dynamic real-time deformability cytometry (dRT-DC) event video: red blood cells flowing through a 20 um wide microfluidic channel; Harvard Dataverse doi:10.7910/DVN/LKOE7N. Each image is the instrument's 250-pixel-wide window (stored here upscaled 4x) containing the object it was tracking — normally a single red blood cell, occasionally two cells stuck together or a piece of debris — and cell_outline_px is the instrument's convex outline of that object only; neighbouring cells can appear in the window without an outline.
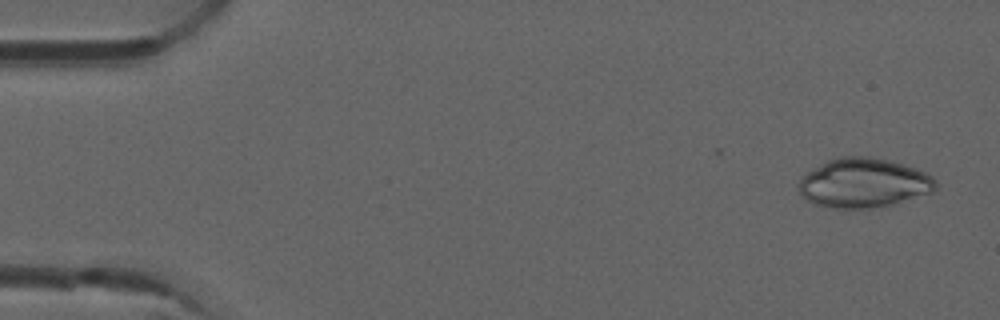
{"species": "common noctule bat (a hibernating species)", "species_latin": "Nyctalus noctula", "temperature_condition": "room temperature", "stored_images_in_passage": 51, "camera_frame_rate_fps": 3000, "um_per_image_px": 0.085, "animal": {"sex": "male", "forearm_length_mm": 52.5}, "frame": {"image": 1, "passage_image": 2, "time_ms": 0.333, "image_size_px": [1000, 320], "cell_outline_px": [[936, 188], [932, 192], [892, 204], [872, 208], [832, 208], [812, 204], [800, 192], [800, 176], [812, 168], [828, 160], [840, 156], [872, 156], [904, 164], [916, 168], [932, 176], [936, 180]], "centroid_in_image_um": [73.4, 15.54], "position_along_channel_um": 11.6, "area_um2": 39.48}}
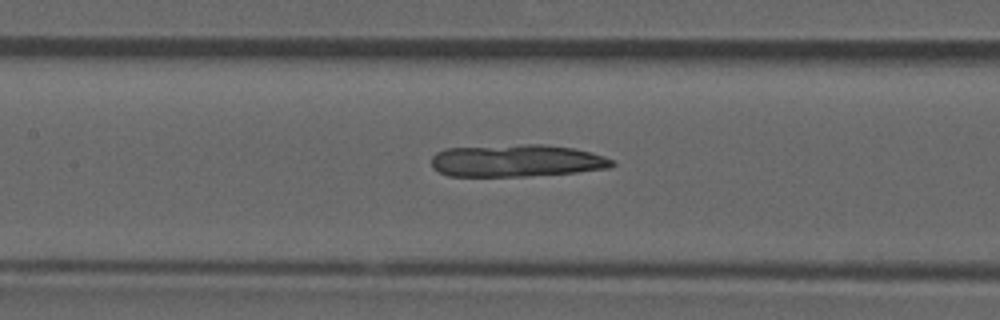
{"frame": {"image": 2, "passage_image": 23, "time_ms": 7.333, "image_size_px": [1000, 320], "cell_outline_px": [[616, 164], [612, 168], [576, 172], [528, 176], [448, 176], [432, 168], [432, 156], [436, 152], [444, 148], [524, 144], [544, 144], [572, 148], [592, 152], [604, 156], [612, 160]], "centroid_in_image_um": [43.91, 13.66], "position_along_channel_um": 163.5, "area_um2": 34.28}}
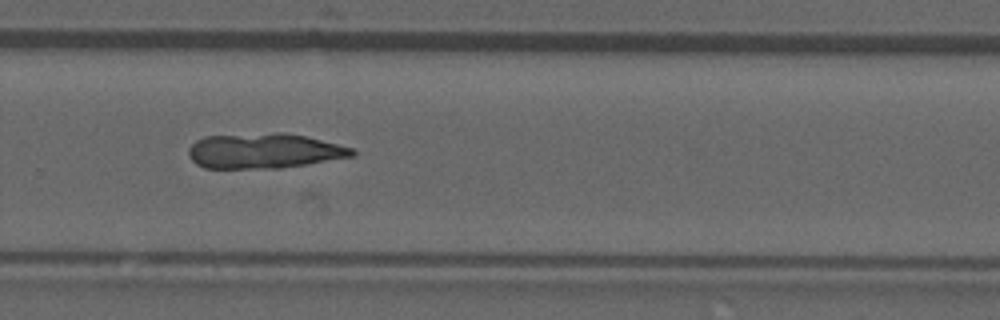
{"frame": {"image": 3, "passage_image": 34, "time_ms": 11.0, "image_size_px": [1000, 320], "cell_outline_px": [[356, 156], [280, 168], [204, 168], [196, 164], [192, 160], [188, 152], [188, 148], [196, 140], [204, 136], [276, 132], [284, 132], [304, 136], [352, 148], [356, 152]], "centroid_in_image_um": [22.42, 12.82], "position_along_channel_um": 307.4, "area_um2": 33.41}}